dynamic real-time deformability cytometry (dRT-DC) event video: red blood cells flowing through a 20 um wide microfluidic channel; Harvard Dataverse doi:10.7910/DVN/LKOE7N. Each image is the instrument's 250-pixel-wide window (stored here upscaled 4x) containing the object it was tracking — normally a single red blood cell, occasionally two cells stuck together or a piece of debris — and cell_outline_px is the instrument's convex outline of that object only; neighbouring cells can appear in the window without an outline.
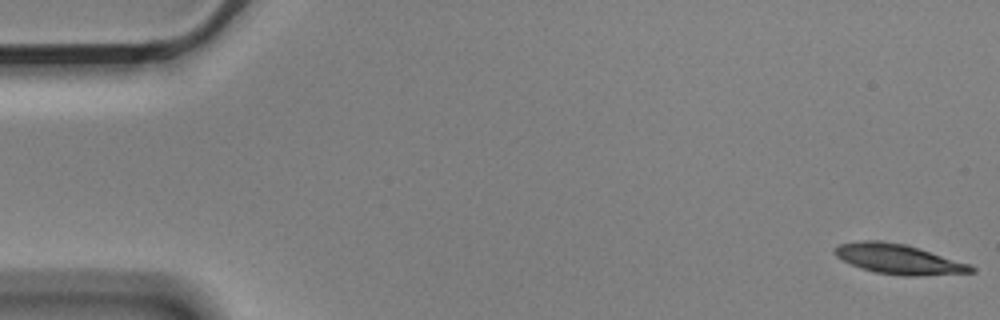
{"species": "Egyptian fruit bat (a non-hibernating species)", "species_latin": "Rousettus aegyptiacus", "temperature_condition": "cold", "stored_images_in_passage": 5, "camera_frame_rate_fps": 3000, "um_per_image_px": 0.085, "animal": {"sex": "male"}, "frame": {"image": 1, "passage_image": 1, "time_ms": 0.0, "image_size_px": [1000, 320], "cell_outline_px": [[976, 272], [920, 276], [904, 276], [876, 272], [860, 268], [836, 256], [832, 252], [832, 248], [836, 244], [856, 240], [880, 240], [904, 244], [920, 248], [972, 264], [976, 268]], "centroid_in_image_um": [76.38, 22.01], "position_along_channel_um": 8.6, "area_um2": 24.22}}
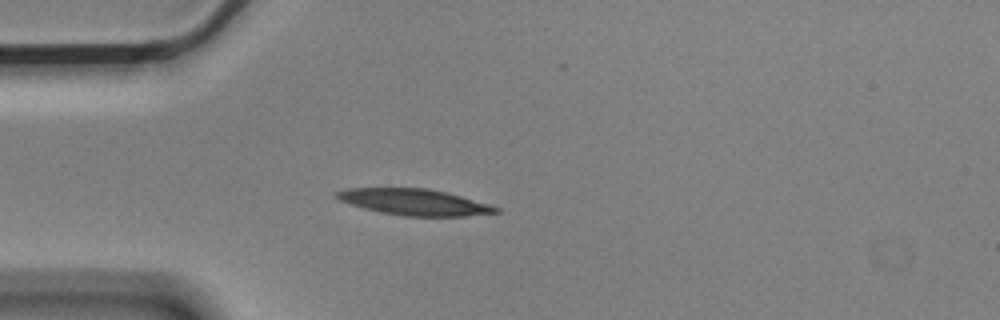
{"frame": {"image": 2, "passage_image": 5, "time_ms": 1.333, "image_size_px": [1000, 320], "cell_outline_px": [[500, 212], [464, 216], [404, 216], [380, 212], [348, 204], [332, 196], [336, 192], [348, 188], [428, 188], [460, 196], [488, 204], [500, 208]], "centroid_in_image_um": [35.17, 17.18], "position_along_channel_um": 49.8, "area_um2": 24.16}}